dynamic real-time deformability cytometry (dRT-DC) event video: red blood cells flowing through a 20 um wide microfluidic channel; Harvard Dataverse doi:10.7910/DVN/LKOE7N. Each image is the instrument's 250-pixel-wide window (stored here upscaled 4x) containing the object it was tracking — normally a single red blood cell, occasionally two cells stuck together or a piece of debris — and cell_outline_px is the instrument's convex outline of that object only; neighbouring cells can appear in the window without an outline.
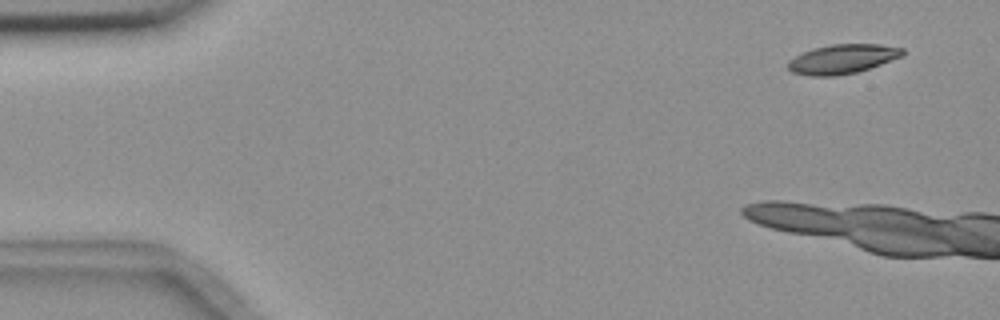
{"species": "common noctule bat (a hibernating species)", "species_latin": "Nyctalus noctula", "temperature_condition": "room temperature", "stored_images_in_passage": 5, "segment_of_instrument_passage": [2, 2], "camera_frame_rate_fps": 3000, "um_per_image_px": 0.085, "animal": {"sex": "female", "body_mass_g": 18.4}, "frame": {"image": 1, "passage_image": 5, "time_ms": 6.333, "image_size_px": [1000, 320], "cell_outline_px": [[904, 52], [900, 56], [880, 64], [856, 72], [832, 76], [808, 76], [792, 72], [788, 68], [788, 60], [812, 48], [832, 44], [880, 44], [904, 48]], "centroid_in_image_um": [71.57, 5.01], "position_along_channel_um": 13.4, "area_um2": 19.36}}